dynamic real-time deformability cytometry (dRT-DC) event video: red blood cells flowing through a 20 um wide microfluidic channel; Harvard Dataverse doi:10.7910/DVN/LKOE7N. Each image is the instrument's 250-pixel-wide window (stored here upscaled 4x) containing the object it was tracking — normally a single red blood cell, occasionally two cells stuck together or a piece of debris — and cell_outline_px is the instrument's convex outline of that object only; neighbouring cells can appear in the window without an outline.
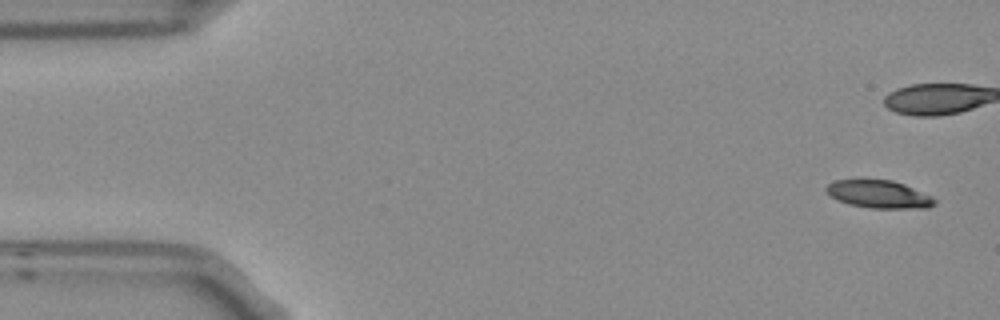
{"species": "Egyptian fruit bat (a non-hibernating species)", "species_latin": "Rousettus aegyptiacus", "temperature_condition": "room temperature", "stored_images_in_passage": 3, "camera_frame_rate_fps": 3000, "um_per_image_px": 0.085, "frame": {"image": 1, "passage_image": 3, "time_ms": 0.667, "image_size_px": [1000, 320], "cell_outline_px": [[936, 204], [928, 208], [872, 208], [848, 204], [836, 200], [824, 188], [828, 184], [836, 180], [892, 180], [904, 184], [932, 196], [936, 200]], "centroid_in_image_um": [74.73, 16.52], "position_along_channel_um": 10.3, "area_um2": 17.46}}